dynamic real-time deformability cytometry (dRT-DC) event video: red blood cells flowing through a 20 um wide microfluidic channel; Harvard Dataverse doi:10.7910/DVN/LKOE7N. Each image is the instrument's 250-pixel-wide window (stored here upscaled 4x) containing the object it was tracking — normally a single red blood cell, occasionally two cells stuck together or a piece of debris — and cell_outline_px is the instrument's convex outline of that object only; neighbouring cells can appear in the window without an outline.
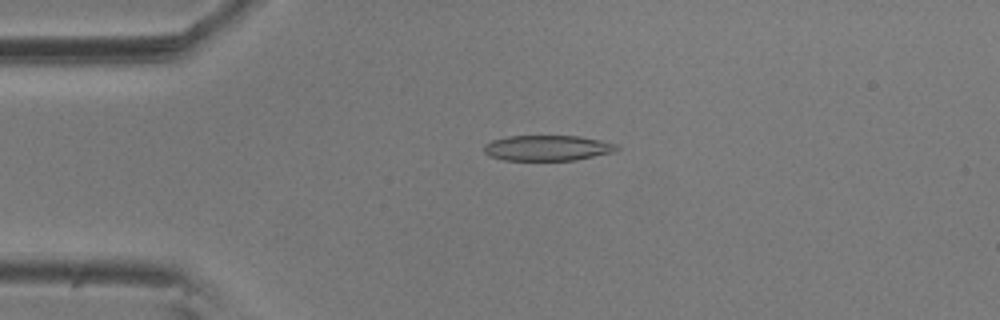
{"species": "common noctule bat (a hibernating species)", "species_latin": "Nyctalus noctula", "temperature_condition": "room temperature", "stored_images_in_passage": 4, "camera_frame_rate_fps": 3000, "um_per_image_px": 0.085, "animal": {"sex": "male", "body_mass_g": 20.5, "forearm_length_mm": 52.5}, "frame": {"image": 1, "passage_image": 3, "time_ms": 0.667, "image_size_px": [1000, 320], "cell_outline_px": [[620, 148], [612, 152], [576, 160], [504, 160], [488, 156], [484, 152], [484, 144], [492, 140], [508, 136], [580, 136], [600, 140], [616, 144]], "centroid_in_image_um": [46.5, 12.58], "position_along_channel_um": 38.5, "area_um2": 19.71}}